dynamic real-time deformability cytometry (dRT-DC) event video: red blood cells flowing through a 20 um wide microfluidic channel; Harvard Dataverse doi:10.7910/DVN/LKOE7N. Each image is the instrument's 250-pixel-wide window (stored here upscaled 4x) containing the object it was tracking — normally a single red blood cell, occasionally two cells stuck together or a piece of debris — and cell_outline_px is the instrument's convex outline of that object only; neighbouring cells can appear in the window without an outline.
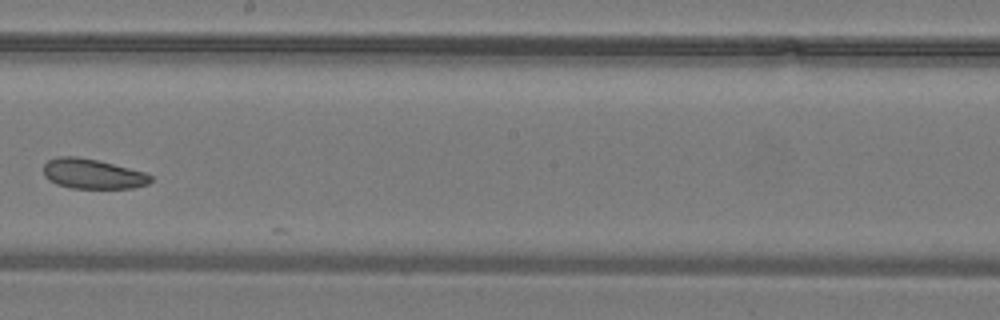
{"species": "common noctule bat (a hibernating species)", "species_latin": "Nyctalus noctula", "temperature_condition": "warm", "stored_images_in_passage": 18, "camera_frame_rate_fps": 3000, "um_per_image_px": 0.085, "animal": {"sex": "male", "body_mass_g": 19.2, "forearm_length_mm": 51.8}, "frame": {"image": 1, "passage_image": 17, "time_ms": 5.333, "image_size_px": [1000, 320], "cell_outline_px": [[152, 180], [148, 184], [132, 188], [72, 188], [56, 184], [48, 180], [44, 176], [44, 164], [48, 160], [56, 156], [76, 156], [96, 160], [144, 172], [152, 176]], "centroid_in_image_um": [7.84, 14.78], "position_along_channel_um": 240.4, "area_um2": 18.61}}